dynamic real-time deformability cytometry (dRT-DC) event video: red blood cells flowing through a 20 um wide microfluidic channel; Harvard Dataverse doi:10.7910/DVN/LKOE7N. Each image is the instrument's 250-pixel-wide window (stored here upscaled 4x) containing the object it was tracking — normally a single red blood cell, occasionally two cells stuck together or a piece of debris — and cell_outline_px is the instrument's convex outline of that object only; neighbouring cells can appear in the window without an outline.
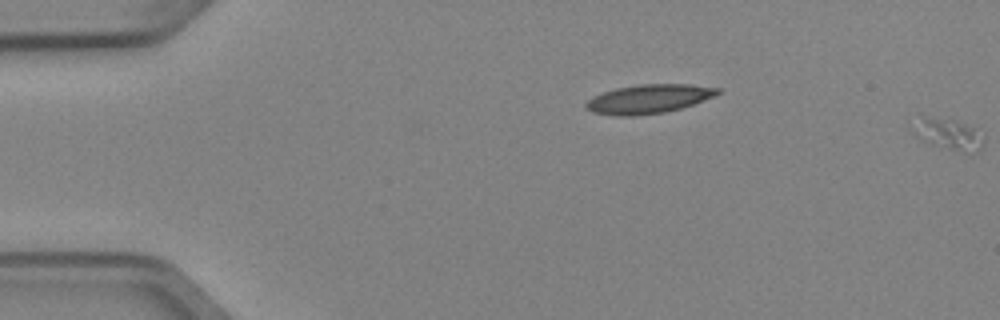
{"species": "Egyptian fruit bat (a non-hibernating species)", "species_latin": "Rousettus aegyptiacus", "temperature_condition": "cold", "stored_images_in_passage": 6, "segment_of_instrument_passage": [2, 2], "camera_frame_rate_fps": 3000, "um_per_image_px": 0.085, "animal": {"sex": "female"}, "frame": {"image": 1, "passage_image": 6, "time_ms": 1.667, "image_size_px": [1000, 320], "cell_outline_px": [[984, 144], [980, 148], [948, 148], [932, 144], [916, 136], [912, 132], [912, 128], [924, 120], [956, 120], [972, 128], [984, 136]], "centroid_in_image_um": [80.64, 11.4], "position_along_channel_um": 4.4, "area_um2": 11.1}}